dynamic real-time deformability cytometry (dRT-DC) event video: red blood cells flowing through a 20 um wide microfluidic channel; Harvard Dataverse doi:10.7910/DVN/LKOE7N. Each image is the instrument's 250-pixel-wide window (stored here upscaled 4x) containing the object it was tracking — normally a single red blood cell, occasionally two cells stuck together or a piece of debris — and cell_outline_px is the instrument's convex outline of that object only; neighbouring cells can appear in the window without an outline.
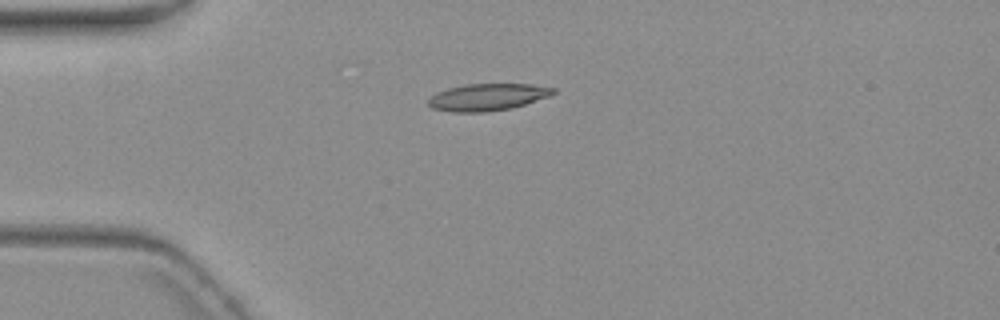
{"species": "common noctule bat (a hibernating species)", "species_latin": "Nyctalus noctula", "temperature_condition": "warm", "stored_images_in_passage": 5, "camera_frame_rate_fps": 3000, "um_per_image_px": 0.085, "animal": {"sex": "female", "body_mass_g": 19.3, "forearm_length_mm": 54.1}, "frame": {"image": 1, "passage_image": 2, "time_ms": 1.333, "image_size_px": [1000, 320], "cell_outline_px": [[556, 92], [548, 96], [512, 108], [484, 112], [452, 112], [432, 108], [428, 104], [428, 100], [436, 92], [448, 88], [464, 84], [532, 84], [556, 88]], "centroid_in_image_um": [41.42, 8.25], "position_along_channel_um": 43.6, "area_um2": 19.59}}
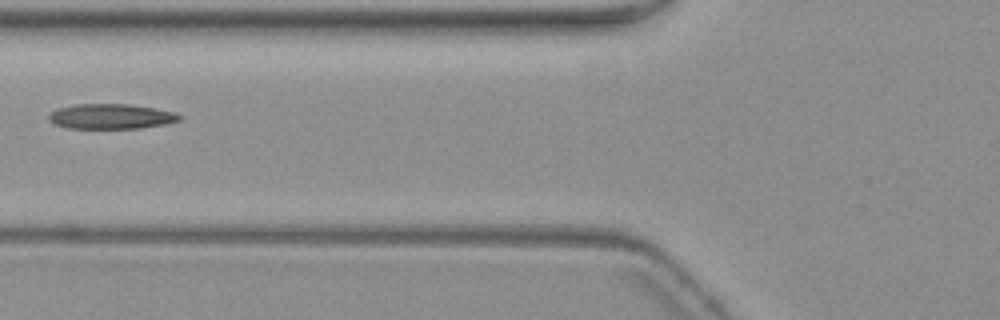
{"frame": {"image": 2, "passage_image": 4, "time_ms": 4.0, "image_size_px": [1000, 320], "cell_outline_px": [[180, 120], [164, 124], [140, 128], [68, 128], [56, 124], [48, 120], [48, 116], [56, 108], [76, 104], [132, 104], [176, 112], [180, 116]], "centroid_in_image_um": [9.42, 9.89], "position_along_channel_um": 116.4, "area_um2": 19.02}}
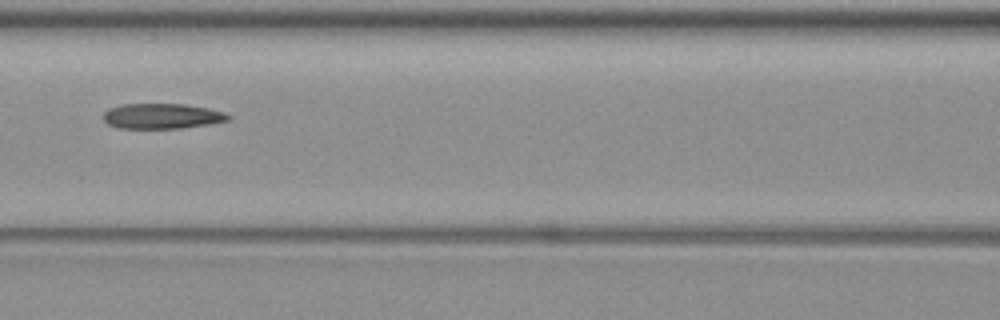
{"frame": {"image": 3, "passage_image": 5, "time_ms": 5.0, "image_size_px": [1000, 320], "cell_outline_px": [[232, 116], [228, 120], [208, 124], [180, 128], [116, 128], [108, 124], [104, 120], [104, 112], [108, 108], [120, 104], [184, 104], [208, 108], [224, 112]], "centroid_in_image_um": [13.74, 9.86], "position_along_channel_um": 152.9, "area_um2": 18.38}}